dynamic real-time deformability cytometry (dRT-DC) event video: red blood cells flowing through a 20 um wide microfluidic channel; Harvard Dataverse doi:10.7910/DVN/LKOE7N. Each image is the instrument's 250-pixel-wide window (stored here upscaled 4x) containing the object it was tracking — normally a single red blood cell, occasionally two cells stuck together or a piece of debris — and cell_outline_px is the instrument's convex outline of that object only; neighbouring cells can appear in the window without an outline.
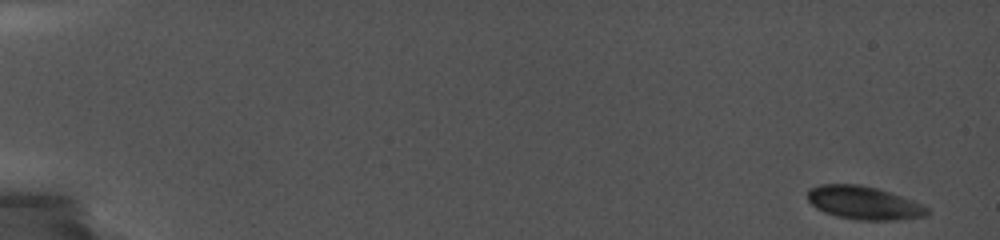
{"species": "common noctule bat (a hibernating species)", "species_latin": "Nyctalus noctula", "temperature_condition": "cold", "stored_images_in_passage": 59, "camera_frame_rate_fps": 5000, "um_per_image_px": 0.085, "animal": {"sex": "female", "body_mass_g": 19.0, "forearm_length_mm": 56.7}, "frame": {"image": 1, "passage_image": 1, "time_ms": 0.0, "image_size_px": [1000, 240], "cell_outline_px": [[928, 212], [924, 216], [892, 220], [856, 220], [824, 212], [816, 208], [808, 200], [808, 192], [812, 188], [820, 184], [860, 184], [876, 188], [900, 196], [920, 204], [928, 208]], "centroid_in_image_um": [73.38, 17.24], "position_along_channel_um": 11.6, "area_um2": 22.66}}
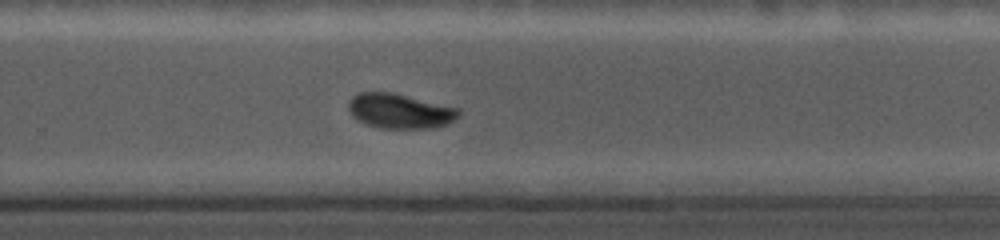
{"frame": {"image": 2, "passage_image": 43, "time_ms": 12.4, "image_size_px": [1000, 240], "cell_outline_px": [[460, 116], [448, 124], [432, 128], [380, 128], [356, 120], [352, 116], [348, 108], [348, 100], [352, 96], [360, 92], [392, 92], [460, 108]], "centroid_in_image_um": [33.99, 9.43], "position_along_channel_um": 295.8, "area_um2": 22.54}}
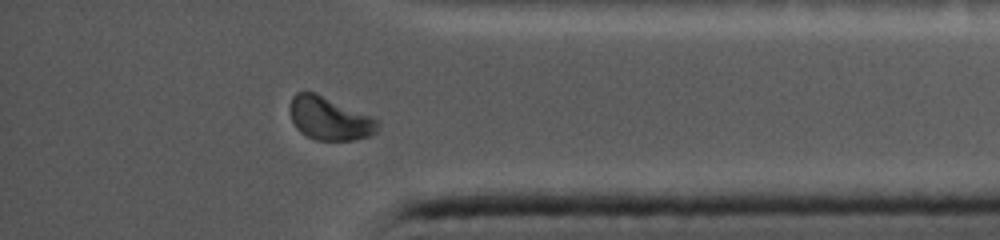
{"frame": {"image": 3, "passage_image": 54, "time_ms": 15.4, "image_size_px": [1000, 240], "cell_outline_px": [[380, 128], [376, 132], [368, 136], [352, 140], [316, 140], [300, 132], [296, 128], [292, 120], [288, 108], [292, 96], [296, 92], [316, 92], [372, 116], [380, 120]], "centroid_in_image_um": [28.01, 10.06], "position_along_channel_um": 407.2, "area_um2": 22.37}}